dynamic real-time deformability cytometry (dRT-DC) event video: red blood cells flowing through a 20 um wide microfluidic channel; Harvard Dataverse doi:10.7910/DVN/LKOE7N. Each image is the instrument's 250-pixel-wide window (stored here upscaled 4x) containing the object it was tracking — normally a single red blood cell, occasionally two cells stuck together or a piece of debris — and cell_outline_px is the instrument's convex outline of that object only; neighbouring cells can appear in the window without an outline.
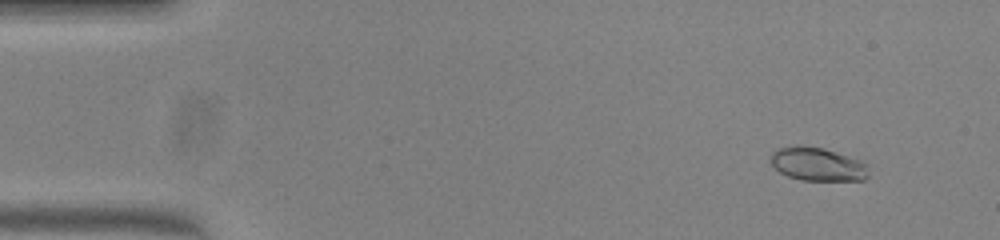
{"species": "common noctule bat (a hibernating species)", "species_latin": "Nyctalus noctula", "temperature_condition": "warm", "stored_images_in_passage": 52, "camera_frame_rate_fps": 3000, "um_per_image_px": 0.085, "animal": {"sex": "female", "body_mass_g": 23.0, "forearm_length_mm": 53.4}, "frame": {"image": 1, "passage_image": 5, "time_ms": 1.333, "image_size_px": [1000, 240], "cell_outline_px": [[868, 176], [864, 180], [800, 180], [788, 176], [780, 172], [772, 164], [768, 156], [776, 148], [796, 144], [800, 144], [824, 148], [860, 160], [868, 164]], "centroid_in_image_um": [69.46, 13.93], "position_along_channel_um": 15.5, "area_um2": 19.42}}
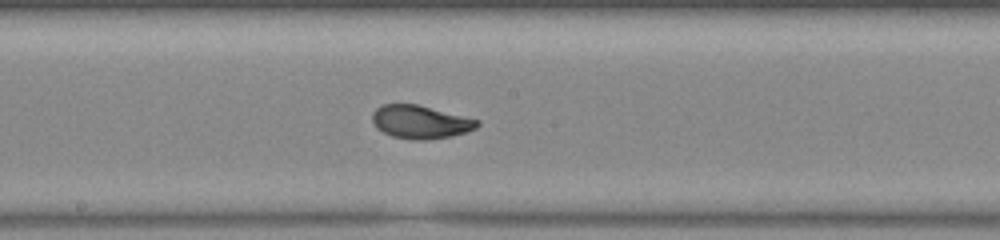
{"frame": {"image": 2, "passage_image": 28, "time_ms": 9.0, "image_size_px": [1000, 240], "cell_outline_px": [[480, 124], [476, 128], [452, 136], [428, 140], [412, 140], [392, 136], [376, 128], [372, 120], [372, 112], [376, 108], [384, 104], [416, 104], [480, 120]], "centroid_in_image_um": [35.72, 10.37], "position_along_channel_um": 212.5, "area_um2": 20.29}}
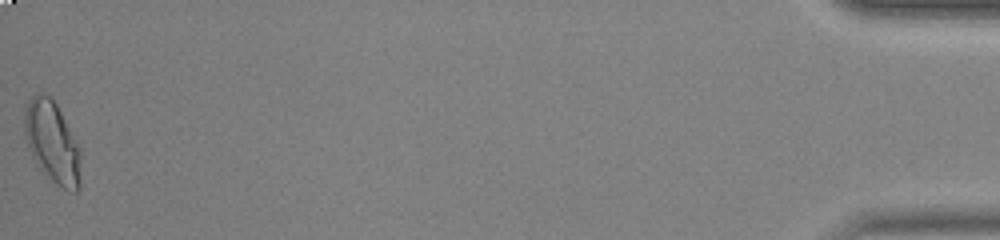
{"frame": {"image": 3, "passage_image": 52, "time_ms": 17.0, "image_size_px": [1000, 240], "cell_outline_px": [[80, 188], [76, 192], [72, 192], [56, 184], [44, 176], [36, 164], [32, 156], [24, 136], [24, 112], [28, 100], [32, 96], [52, 96], [80, 148]], "centroid_in_image_um": [4.43, 12.14], "position_along_channel_um": 430.8, "area_um2": 26.82}, "authors_computed_cell_mechanics": {"area_um2": 20.2589, "velocity_mm_per_s": 3.9891, "shape_relaxation_time_tau1_ms": 4.1845, "shape_relaxation_time_tau2_ms": 0.5673, "deformation_change_tau1": 0.1711, "deformation_change_tau2": 0.0469}}